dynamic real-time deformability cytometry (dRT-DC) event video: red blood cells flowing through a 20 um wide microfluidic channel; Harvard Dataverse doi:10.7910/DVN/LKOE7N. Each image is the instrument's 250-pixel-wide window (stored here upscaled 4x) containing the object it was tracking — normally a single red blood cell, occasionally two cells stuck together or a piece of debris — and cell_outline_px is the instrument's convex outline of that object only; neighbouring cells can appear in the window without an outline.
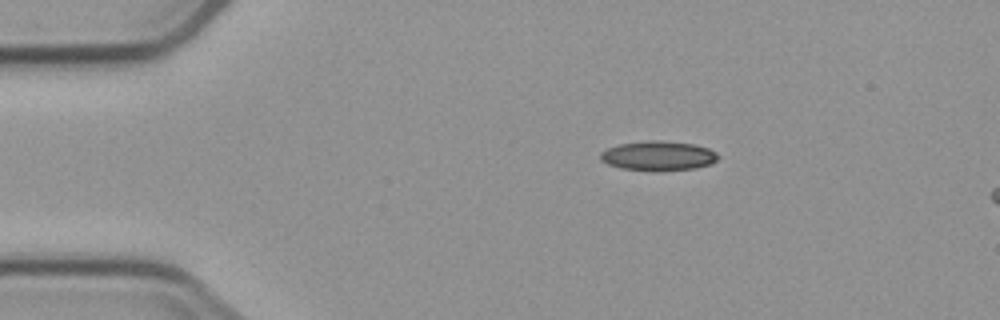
{"species": "common noctule bat (a hibernating species)", "species_latin": "Nyctalus noctula", "temperature_condition": "cold", "stored_images_in_passage": 3, "camera_frame_rate_fps": 3000, "um_per_image_px": 0.085, "animal": {"sex": "male", "body_mass_g": 23.1, "forearm_length_mm": 52.7}, "frame": {"image": 1, "passage_image": 1, "time_ms": 0.0, "image_size_px": [1000, 320], "cell_outline_px": [[720, 156], [712, 164], [696, 168], [660, 172], [656, 172], [620, 168], [608, 164], [600, 160], [600, 152], [608, 148], [620, 144], [648, 140], [660, 140], [692, 144], [708, 148], [716, 152]], "centroid_in_image_um": [55.96, 13.26], "position_along_channel_um": 29.0, "area_um2": 20.58}}